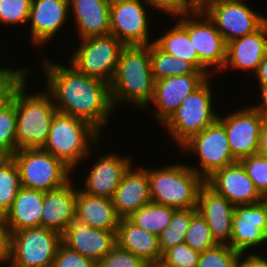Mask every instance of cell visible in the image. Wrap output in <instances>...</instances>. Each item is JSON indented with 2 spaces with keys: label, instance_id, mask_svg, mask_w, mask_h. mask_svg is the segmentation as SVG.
Listing matches in <instances>:
<instances>
[{
  "label": "cell",
  "instance_id": "cell-1",
  "mask_svg": "<svg viewBox=\"0 0 267 267\" xmlns=\"http://www.w3.org/2000/svg\"><path fill=\"white\" fill-rule=\"evenodd\" d=\"M41 58L38 61L46 82L43 85L52 96L56 110L89 122L103 134L116 112L109 84L82 74L70 63L63 65L45 56Z\"/></svg>",
  "mask_w": 267,
  "mask_h": 267
},
{
  "label": "cell",
  "instance_id": "cell-2",
  "mask_svg": "<svg viewBox=\"0 0 267 267\" xmlns=\"http://www.w3.org/2000/svg\"><path fill=\"white\" fill-rule=\"evenodd\" d=\"M109 86L115 111L124 104L138 108V111L152 105L155 80L149 45L125 46L122 49Z\"/></svg>",
  "mask_w": 267,
  "mask_h": 267
},
{
  "label": "cell",
  "instance_id": "cell-3",
  "mask_svg": "<svg viewBox=\"0 0 267 267\" xmlns=\"http://www.w3.org/2000/svg\"><path fill=\"white\" fill-rule=\"evenodd\" d=\"M32 72L34 70L29 67V72L15 85L16 151L43 148L57 111L52 96L45 88L35 92L27 88Z\"/></svg>",
  "mask_w": 267,
  "mask_h": 267
},
{
  "label": "cell",
  "instance_id": "cell-4",
  "mask_svg": "<svg viewBox=\"0 0 267 267\" xmlns=\"http://www.w3.org/2000/svg\"><path fill=\"white\" fill-rule=\"evenodd\" d=\"M101 135L89 122L56 111L42 149L60 159L74 172L93 155L91 148L99 149L97 146L100 145Z\"/></svg>",
  "mask_w": 267,
  "mask_h": 267
},
{
  "label": "cell",
  "instance_id": "cell-5",
  "mask_svg": "<svg viewBox=\"0 0 267 267\" xmlns=\"http://www.w3.org/2000/svg\"><path fill=\"white\" fill-rule=\"evenodd\" d=\"M182 163L171 162L158 168L147 166L152 202L175 209L197 208L198 194L205 180Z\"/></svg>",
  "mask_w": 267,
  "mask_h": 267
},
{
  "label": "cell",
  "instance_id": "cell-6",
  "mask_svg": "<svg viewBox=\"0 0 267 267\" xmlns=\"http://www.w3.org/2000/svg\"><path fill=\"white\" fill-rule=\"evenodd\" d=\"M210 76L200 87L188 95L180 106L162 124L170 140L179 148L193 135L200 133L218 120ZM216 110V112H215Z\"/></svg>",
  "mask_w": 267,
  "mask_h": 267
},
{
  "label": "cell",
  "instance_id": "cell-7",
  "mask_svg": "<svg viewBox=\"0 0 267 267\" xmlns=\"http://www.w3.org/2000/svg\"><path fill=\"white\" fill-rule=\"evenodd\" d=\"M12 158L16 162L21 186L49 191L63 186L74 174L60 159L42 148L17 150Z\"/></svg>",
  "mask_w": 267,
  "mask_h": 267
},
{
  "label": "cell",
  "instance_id": "cell-8",
  "mask_svg": "<svg viewBox=\"0 0 267 267\" xmlns=\"http://www.w3.org/2000/svg\"><path fill=\"white\" fill-rule=\"evenodd\" d=\"M62 235L44 227L10 233L8 267H52Z\"/></svg>",
  "mask_w": 267,
  "mask_h": 267
},
{
  "label": "cell",
  "instance_id": "cell-9",
  "mask_svg": "<svg viewBox=\"0 0 267 267\" xmlns=\"http://www.w3.org/2000/svg\"><path fill=\"white\" fill-rule=\"evenodd\" d=\"M79 43L68 62L82 74L110 84L125 45L111 34L80 39Z\"/></svg>",
  "mask_w": 267,
  "mask_h": 267
},
{
  "label": "cell",
  "instance_id": "cell-10",
  "mask_svg": "<svg viewBox=\"0 0 267 267\" xmlns=\"http://www.w3.org/2000/svg\"><path fill=\"white\" fill-rule=\"evenodd\" d=\"M181 152L195 154L197 166L188 164L204 180L216 170L235 163L224 126L217 120L200 133L193 135L180 149Z\"/></svg>",
  "mask_w": 267,
  "mask_h": 267
},
{
  "label": "cell",
  "instance_id": "cell-11",
  "mask_svg": "<svg viewBox=\"0 0 267 267\" xmlns=\"http://www.w3.org/2000/svg\"><path fill=\"white\" fill-rule=\"evenodd\" d=\"M247 2L220 0L202 10L214 23L226 44L256 31L267 20V16H263Z\"/></svg>",
  "mask_w": 267,
  "mask_h": 267
},
{
  "label": "cell",
  "instance_id": "cell-12",
  "mask_svg": "<svg viewBox=\"0 0 267 267\" xmlns=\"http://www.w3.org/2000/svg\"><path fill=\"white\" fill-rule=\"evenodd\" d=\"M143 0H111L110 34L125 46L149 45L151 11ZM150 18H149V17ZM150 28V29H149Z\"/></svg>",
  "mask_w": 267,
  "mask_h": 267
},
{
  "label": "cell",
  "instance_id": "cell-13",
  "mask_svg": "<svg viewBox=\"0 0 267 267\" xmlns=\"http://www.w3.org/2000/svg\"><path fill=\"white\" fill-rule=\"evenodd\" d=\"M187 31L199 60L213 73H219L226 61L227 44L214 23L203 11L175 18Z\"/></svg>",
  "mask_w": 267,
  "mask_h": 267
},
{
  "label": "cell",
  "instance_id": "cell-14",
  "mask_svg": "<svg viewBox=\"0 0 267 267\" xmlns=\"http://www.w3.org/2000/svg\"><path fill=\"white\" fill-rule=\"evenodd\" d=\"M244 107V108H243ZM219 114L218 121L224 126L233 157L242 158L257 154L261 127L265 118L251 105Z\"/></svg>",
  "mask_w": 267,
  "mask_h": 267
},
{
  "label": "cell",
  "instance_id": "cell-15",
  "mask_svg": "<svg viewBox=\"0 0 267 267\" xmlns=\"http://www.w3.org/2000/svg\"><path fill=\"white\" fill-rule=\"evenodd\" d=\"M262 245L267 247V199L257 204L235 205L229 246L242 253L253 249L260 252Z\"/></svg>",
  "mask_w": 267,
  "mask_h": 267
},
{
  "label": "cell",
  "instance_id": "cell-16",
  "mask_svg": "<svg viewBox=\"0 0 267 267\" xmlns=\"http://www.w3.org/2000/svg\"><path fill=\"white\" fill-rule=\"evenodd\" d=\"M209 76L206 73H190L180 76H170L155 81L153 106L147 107L159 124H163L180 106L183 100L200 87ZM153 109V110H151Z\"/></svg>",
  "mask_w": 267,
  "mask_h": 267
},
{
  "label": "cell",
  "instance_id": "cell-17",
  "mask_svg": "<svg viewBox=\"0 0 267 267\" xmlns=\"http://www.w3.org/2000/svg\"><path fill=\"white\" fill-rule=\"evenodd\" d=\"M70 19L69 0H32L27 25L32 46L43 49Z\"/></svg>",
  "mask_w": 267,
  "mask_h": 267
},
{
  "label": "cell",
  "instance_id": "cell-18",
  "mask_svg": "<svg viewBox=\"0 0 267 267\" xmlns=\"http://www.w3.org/2000/svg\"><path fill=\"white\" fill-rule=\"evenodd\" d=\"M104 152L107 154H99L98 158L96 156L89 171L86 170L84 186L80 188L90 195L112 199L124 173L134 161L132 156L122 155L121 152Z\"/></svg>",
  "mask_w": 267,
  "mask_h": 267
},
{
  "label": "cell",
  "instance_id": "cell-19",
  "mask_svg": "<svg viewBox=\"0 0 267 267\" xmlns=\"http://www.w3.org/2000/svg\"><path fill=\"white\" fill-rule=\"evenodd\" d=\"M205 183L234 206L257 204L265 199L239 161L216 170Z\"/></svg>",
  "mask_w": 267,
  "mask_h": 267
},
{
  "label": "cell",
  "instance_id": "cell-20",
  "mask_svg": "<svg viewBox=\"0 0 267 267\" xmlns=\"http://www.w3.org/2000/svg\"><path fill=\"white\" fill-rule=\"evenodd\" d=\"M266 54L267 20L256 31L227 43L226 61L219 73L237 69L252 76Z\"/></svg>",
  "mask_w": 267,
  "mask_h": 267
},
{
  "label": "cell",
  "instance_id": "cell-21",
  "mask_svg": "<svg viewBox=\"0 0 267 267\" xmlns=\"http://www.w3.org/2000/svg\"><path fill=\"white\" fill-rule=\"evenodd\" d=\"M116 232L93 228L74 219L62 234V243L98 263L116 245Z\"/></svg>",
  "mask_w": 267,
  "mask_h": 267
},
{
  "label": "cell",
  "instance_id": "cell-22",
  "mask_svg": "<svg viewBox=\"0 0 267 267\" xmlns=\"http://www.w3.org/2000/svg\"><path fill=\"white\" fill-rule=\"evenodd\" d=\"M73 178L75 177L73 176L59 188L44 192L40 227L54 230L62 235L75 219L77 194L81 185L75 184Z\"/></svg>",
  "mask_w": 267,
  "mask_h": 267
},
{
  "label": "cell",
  "instance_id": "cell-23",
  "mask_svg": "<svg viewBox=\"0 0 267 267\" xmlns=\"http://www.w3.org/2000/svg\"><path fill=\"white\" fill-rule=\"evenodd\" d=\"M197 211L206 220L215 243L230 245L234 205L205 183L198 194Z\"/></svg>",
  "mask_w": 267,
  "mask_h": 267
},
{
  "label": "cell",
  "instance_id": "cell-24",
  "mask_svg": "<svg viewBox=\"0 0 267 267\" xmlns=\"http://www.w3.org/2000/svg\"><path fill=\"white\" fill-rule=\"evenodd\" d=\"M136 165V166H134ZM132 164L124 173L112 198L120 218H128L151 202L147 166Z\"/></svg>",
  "mask_w": 267,
  "mask_h": 267
},
{
  "label": "cell",
  "instance_id": "cell-25",
  "mask_svg": "<svg viewBox=\"0 0 267 267\" xmlns=\"http://www.w3.org/2000/svg\"><path fill=\"white\" fill-rule=\"evenodd\" d=\"M110 5L111 0H69L70 18L79 40L110 34Z\"/></svg>",
  "mask_w": 267,
  "mask_h": 267
},
{
  "label": "cell",
  "instance_id": "cell-26",
  "mask_svg": "<svg viewBox=\"0 0 267 267\" xmlns=\"http://www.w3.org/2000/svg\"><path fill=\"white\" fill-rule=\"evenodd\" d=\"M75 219L90 227L107 231H117L120 221L112 199L90 195L80 187L76 200Z\"/></svg>",
  "mask_w": 267,
  "mask_h": 267
},
{
  "label": "cell",
  "instance_id": "cell-27",
  "mask_svg": "<svg viewBox=\"0 0 267 267\" xmlns=\"http://www.w3.org/2000/svg\"><path fill=\"white\" fill-rule=\"evenodd\" d=\"M44 192L21 186L5 219L10 233L26 228L40 227Z\"/></svg>",
  "mask_w": 267,
  "mask_h": 267
},
{
  "label": "cell",
  "instance_id": "cell-28",
  "mask_svg": "<svg viewBox=\"0 0 267 267\" xmlns=\"http://www.w3.org/2000/svg\"><path fill=\"white\" fill-rule=\"evenodd\" d=\"M116 244L140 257L144 262L162 259L158 236L143 230L128 218H120L116 232Z\"/></svg>",
  "mask_w": 267,
  "mask_h": 267
},
{
  "label": "cell",
  "instance_id": "cell-29",
  "mask_svg": "<svg viewBox=\"0 0 267 267\" xmlns=\"http://www.w3.org/2000/svg\"><path fill=\"white\" fill-rule=\"evenodd\" d=\"M173 26L156 36L154 43L164 52L173 57L191 62L198 70L205 72L209 77L214 74L199 60L198 54L190 40L188 31L177 21ZM175 23V24H174ZM172 27V28H171ZM158 37V38H157Z\"/></svg>",
  "mask_w": 267,
  "mask_h": 267
},
{
  "label": "cell",
  "instance_id": "cell-30",
  "mask_svg": "<svg viewBox=\"0 0 267 267\" xmlns=\"http://www.w3.org/2000/svg\"><path fill=\"white\" fill-rule=\"evenodd\" d=\"M149 54L154 80L190 73H205L198 70L191 62L173 57L161 50L154 42L149 44Z\"/></svg>",
  "mask_w": 267,
  "mask_h": 267
},
{
  "label": "cell",
  "instance_id": "cell-31",
  "mask_svg": "<svg viewBox=\"0 0 267 267\" xmlns=\"http://www.w3.org/2000/svg\"><path fill=\"white\" fill-rule=\"evenodd\" d=\"M176 210L151 201L131 214L128 219L143 230L158 236L168 226Z\"/></svg>",
  "mask_w": 267,
  "mask_h": 267
},
{
  "label": "cell",
  "instance_id": "cell-32",
  "mask_svg": "<svg viewBox=\"0 0 267 267\" xmlns=\"http://www.w3.org/2000/svg\"><path fill=\"white\" fill-rule=\"evenodd\" d=\"M16 152L15 86L10 97L0 104V157H12Z\"/></svg>",
  "mask_w": 267,
  "mask_h": 267
},
{
  "label": "cell",
  "instance_id": "cell-33",
  "mask_svg": "<svg viewBox=\"0 0 267 267\" xmlns=\"http://www.w3.org/2000/svg\"><path fill=\"white\" fill-rule=\"evenodd\" d=\"M21 188L18 166L12 157H0V214L11 208Z\"/></svg>",
  "mask_w": 267,
  "mask_h": 267
},
{
  "label": "cell",
  "instance_id": "cell-34",
  "mask_svg": "<svg viewBox=\"0 0 267 267\" xmlns=\"http://www.w3.org/2000/svg\"><path fill=\"white\" fill-rule=\"evenodd\" d=\"M197 208L177 209L168 226L158 235L161 255L173 246L183 243L190 226L192 216Z\"/></svg>",
  "mask_w": 267,
  "mask_h": 267
},
{
  "label": "cell",
  "instance_id": "cell-35",
  "mask_svg": "<svg viewBox=\"0 0 267 267\" xmlns=\"http://www.w3.org/2000/svg\"><path fill=\"white\" fill-rule=\"evenodd\" d=\"M184 242L200 253L216 245L206 220L198 211L191 218Z\"/></svg>",
  "mask_w": 267,
  "mask_h": 267
},
{
  "label": "cell",
  "instance_id": "cell-36",
  "mask_svg": "<svg viewBox=\"0 0 267 267\" xmlns=\"http://www.w3.org/2000/svg\"><path fill=\"white\" fill-rule=\"evenodd\" d=\"M240 257L229 245L216 244L200 254L196 267H239Z\"/></svg>",
  "mask_w": 267,
  "mask_h": 267
},
{
  "label": "cell",
  "instance_id": "cell-37",
  "mask_svg": "<svg viewBox=\"0 0 267 267\" xmlns=\"http://www.w3.org/2000/svg\"><path fill=\"white\" fill-rule=\"evenodd\" d=\"M31 4L32 0H0V24L5 26V29L7 26L12 29L18 26L26 27Z\"/></svg>",
  "mask_w": 267,
  "mask_h": 267
},
{
  "label": "cell",
  "instance_id": "cell-38",
  "mask_svg": "<svg viewBox=\"0 0 267 267\" xmlns=\"http://www.w3.org/2000/svg\"><path fill=\"white\" fill-rule=\"evenodd\" d=\"M259 193L267 199V156L254 154L239 160Z\"/></svg>",
  "mask_w": 267,
  "mask_h": 267
},
{
  "label": "cell",
  "instance_id": "cell-39",
  "mask_svg": "<svg viewBox=\"0 0 267 267\" xmlns=\"http://www.w3.org/2000/svg\"><path fill=\"white\" fill-rule=\"evenodd\" d=\"M200 254L183 242L167 250L162 255V260L171 267H196Z\"/></svg>",
  "mask_w": 267,
  "mask_h": 267
},
{
  "label": "cell",
  "instance_id": "cell-40",
  "mask_svg": "<svg viewBox=\"0 0 267 267\" xmlns=\"http://www.w3.org/2000/svg\"><path fill=\"white\" fill-rule=\"evenodd\" d=\"M152 11L168 14L170 19L190 14L196 11L193 0H143Z\"/></svg>",
  "mask_w": 267,
  "mask_h": 267
},
{
  "label": "cell",
  "instance_id": "cell-41",
  "mask_svg": "<svg viewBox=\"0 0 267 267\" xmlns=\"http://www.w3.org/2000/svg\"><path fill=\"white\" fill-rule=\"evenodd\" d=\"M144 261L117 244L98 263L97 267H143Z\"/></svg>",
  "mask_w": 267,
  "mask_h": 267
},
{
  "label": "cell",
  "instance_id": "cell-42",
  "mask_svg": "<svg viewBox=\"0 0 267 267\" xmlns=\"http://www.w3.org/2000/svg\"><path fill=\"white\" fill-rule=\"evenodd\" d=\"M52 267H97V263L61 243Z\"/></svg>",
  "mask_w": 267,
  "mask_h": 267
},
{
  "label": "cell",
  "instance_id": "cell-43",
  "mask_svg": "<svg viewBox=\"0 0 267 267\" xmlns=\"http://www.w3.org/2000/svg\"><path fill=\"white\" fill-rule=\"evenodd\" d=\"M13 69L10 66H0V104L10 97L13 87L23 78V76L29 72V68Z\"/></svg>",
  "mask_w": 267,
  "mask_h": 267
},
{
  "label": "cell",
  "instance_id": "cell-44",
  "mask_svg": "<svg viewBox=\"0 0 267 267\" xmlns=\"http://www.w3.org/2000/svg\"><path fill=\"white\" fill-rule=\"evenodd\" d=\"M10 252V231L5 216L0 214V264H7Z\"/></svg>",
  "mask_w": 267,
  "mask_h": 267
},
{
  "label": "cell",
  "instance_id": "cell-45",
  "mask_svg": "<svg viewBox=\"0 0 267 267\" xmlns=\"http://www.w3.org/2000/svg\"><path fill=\"white\" fill-rule=\"evenodd\" d=\"M262 254V255H261ZM239 267H267V256L265 251L242 252Z\"/></svg>",
  "mask_w": 267,
  "mask_h": 267
},
{
  "label": "cell",
  "instance_id": "cell-46",
  "mask_svg": "<svg viewBox=\"0 0 267 267\" xmlns=\"http://www.w3.org/2000/svg\"><path fill=\"white\" fill-rule=\"evenodd\" d=\"M257 86L259 88H257ZM256 90H260V96L258 103L252 104V106L265 118L267 119V85H257Z\"/></svg>",
  "mask_w": 267,
  "mask_h": 267
},
{
  "label": "cell",
  "instance_id": "cell-47",
  "mask_svg": "<svg viewBox=\"0 0 267 267\" xmlns=\"http://www.w3.org/2000/svg\"><path fill=\"white\" fill-rule=\"evenodd\" d=\"M253 76L254 78L256 76L257 85H267V54L263 57Z\"/></svg>",
  "mask_w": 267,
  "mask_h": 267
},
{
  "label": "cell",
  "instance_id": "cell-48",
  "mask_svg": "<svg viewBox=\"0 0 267 267\" xmlns=\"http://www.w3.org/2000/svg\"><path fill=\"white\" fill-rule=\"evenodd\" d=\"M257 153L267 156V119H265L261 127Z\"/></svg>",
  "mask_w": 267,
  "mask_h": 267
},
{
  "label": "cell",
  "instance_id": "cell-49",
  "mask_svg": "<svg viewBox=\"0 0 267 267\" xmlns=\"http://www.w3.org/2000/svg\"><path fill=\"white\" fill-rule=\"evenodd\" d=\"M216 1L220 0H193V3L197 11H202L205 7Z\"/></svg>",
  "mask_w": 267,
  "mask_h": 267
},
{
  "label": "cell",
  "instance_id": "cell-50",
  "mask_svg": "<svg viewBox=\"0 0 267 267\" xmlns=\"http://www.w3.org/2000/svg\"><path fill=\"white\" fill-rule=\"evenodd\" d=\"M143 267H171L167 265L162 259L157 261H147L144 263Z\"/></svg>",
  "mask_w": 267,
  "mask_h": 267
},
{
  "label": "cell",
  "instance_id": "cell-51",
  "mask_svg": "<svg viewBox=\"0 0 267 267\" xmlns=\"http://www.w3.org/2000/svg\"><path fill=\"white\" fill-rule=\"evenodd\" d=\"M7 267V265L6 264H0V267Z\"/></svg>",
  "mask_w": 267,
  "mask_h": 267
}]
</instances>
